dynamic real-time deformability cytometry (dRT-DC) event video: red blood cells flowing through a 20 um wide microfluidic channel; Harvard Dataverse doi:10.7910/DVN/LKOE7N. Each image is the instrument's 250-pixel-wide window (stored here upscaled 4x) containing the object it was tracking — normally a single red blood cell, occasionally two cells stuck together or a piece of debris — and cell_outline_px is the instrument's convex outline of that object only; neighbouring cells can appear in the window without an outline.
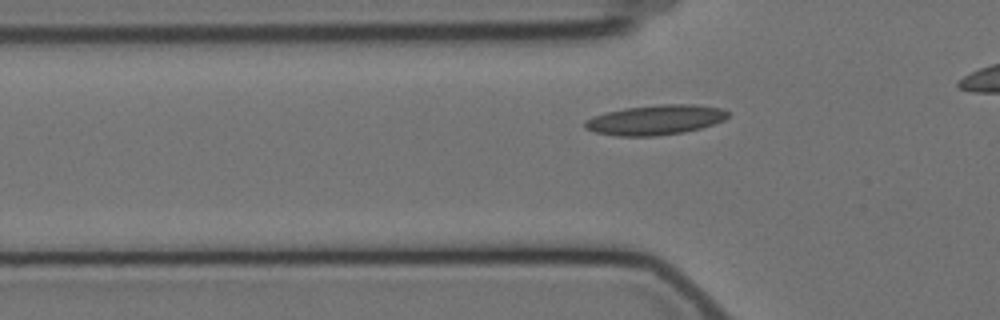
{"species": "Egyptian fruit bat (a non-hibernating species)", "species_latin": "Rousettus aegyptiacus", "temperature_condition": "cold", "stored_images_in_passage": 39, "camera_frame_rate_fps": 3000, "um_per_image_px": 0.085, "animal": {"sex": "female"}, "frame": {"image": 1, "passage_image": 10, "time_ms": 3.0, "image_size_px": [1000, 320], "cell_outline_px": [[728, 116], [724, 120], [700, 128], [680, 132], [656, 136], [616, 136], [596, 132], [584, 128], [584, 120], [592, 116], [604, 112], [624, 108], [660, 104], [696, 104], [720, 108], [728, 112]], "centroid_in_image_um": [55.65, 10.18], "position_along_channel_um": 70.1, "area_um2": 24.91}}
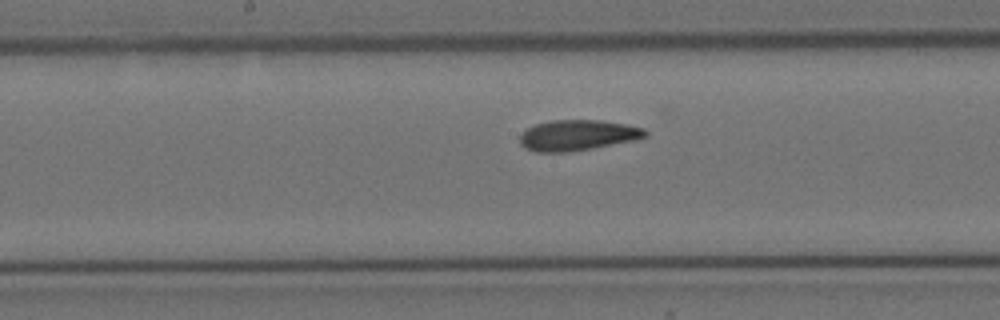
{"frame": {"image": 2, "passage_image": 21, "time_ms": 6.667, "image_size_px": [1000, 320], "cell_outline_px": [[648, 136], [632, 140], [592, 148], [568, 152], [536, 152], [524, 148], [520, 144], [520, 136], [528, 128], [536, 124], [552, 120], [600, 120], [628, 124], [644, 128], [648, 132]], "centroid_in_image_um": [49.1, 11.49], "position_along_channel_um": 199.1, "area_um2": 22.31}}
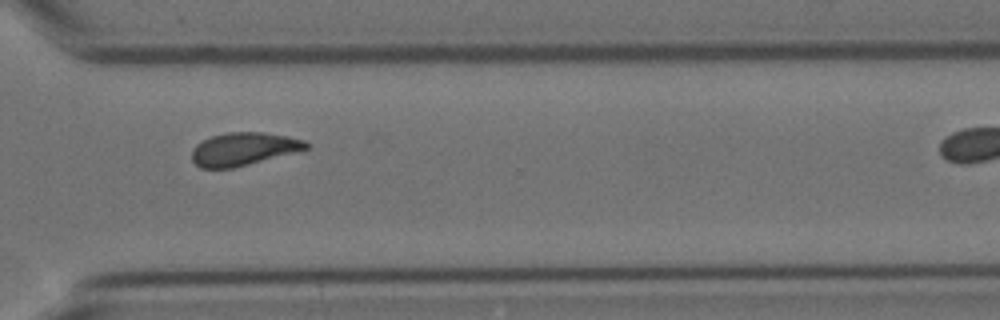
{"frame": {"image": 3, "passage_image": 34, "time_ms": 11.0, "image_size_px": [1000, 320], "cell_outline_px": [[312, 144], [308, 148], [248, 164], [232, 168], [200, 168], [192, 160], [192, 148], [196, 144], [212, 136], [228, 132], [264, 132], [288, 136], [304, 140]], "centroid_in_image_um": [20.69, 12.65], "position_along_channel_um": 349.9, "area_um2": 21.73}}